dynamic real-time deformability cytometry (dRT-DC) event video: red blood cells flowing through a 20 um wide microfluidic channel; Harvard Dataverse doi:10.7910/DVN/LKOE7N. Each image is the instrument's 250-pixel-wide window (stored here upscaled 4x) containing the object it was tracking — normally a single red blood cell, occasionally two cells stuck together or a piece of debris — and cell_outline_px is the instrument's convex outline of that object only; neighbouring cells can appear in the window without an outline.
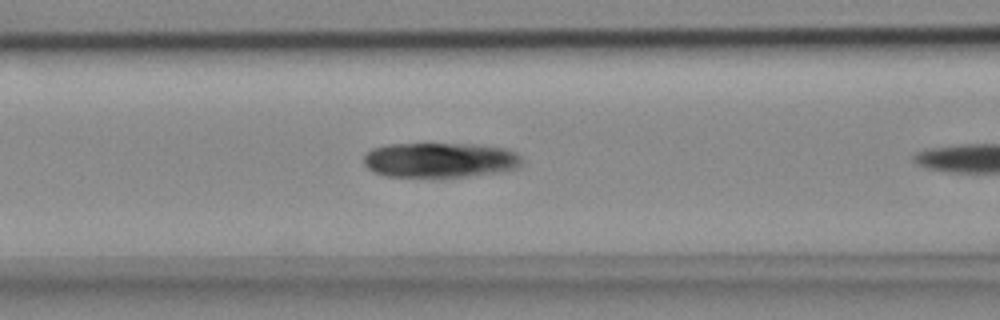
{"species": "common noctule bat (a hibernating species)", "species_latin": "Nyctalus noctula", "temperature_condition": "cold", "stored_images_in_passage": 8, "camera_frame_rate_fps": 3000, "um_per_image_px": 0.085, "animal": {"sex": "female", "body_mass_g": 18.4}, "frame": {"image": 1, "passage_image": 7, "time_ms": 2.0, "image_size_px": [1000, 320], "cell_outline_px": [[520, 168], [496, 172], [468, 176], [384, 176], [368, 168], [364, 164], [364, 156], [372, 148], [388, 144], [472, 144], [504, 148], [516, 152], [520, 156]], "centroid_in_image_um": [37.39, 13.59], "position_along_channel_um": 129.2, "area_um2": 31.91}}